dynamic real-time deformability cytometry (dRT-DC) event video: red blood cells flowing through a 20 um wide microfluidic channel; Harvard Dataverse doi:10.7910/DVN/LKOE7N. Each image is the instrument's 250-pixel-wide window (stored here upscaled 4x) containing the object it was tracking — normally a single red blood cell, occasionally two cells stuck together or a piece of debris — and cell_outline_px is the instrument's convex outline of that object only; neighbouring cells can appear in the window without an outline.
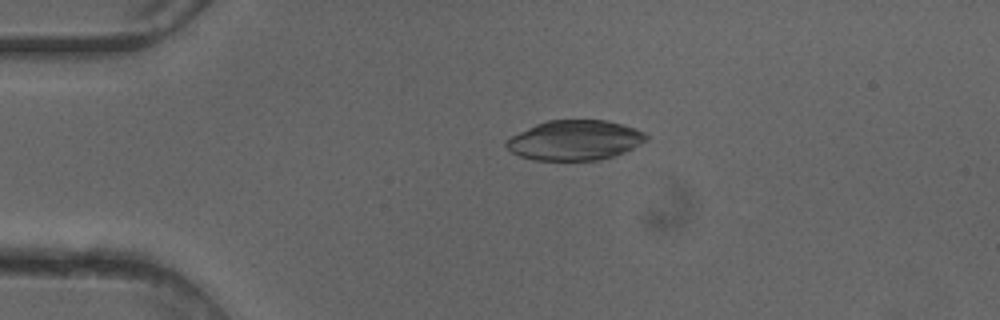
{"species": "common noctule bat (a hibernating species)", "species_latin": "Nyctalus noctula", "temperature_condition": "cold", "stored_images_in_passage": 31, "camera_frame_rate_fps": 3000, "um_per_image_px": 0.085, "animal": {"sex": "female"}, "frame": {"image": 1, "passage_image": 1, "time_ms": 0.0, "image_size_px": [1000, 320], "cell_outline_px": [[648, 140], [624, 152], [600, 160], [532, 160], [520, 156], [512, 152], [504, 144], [504, 140], [508, 136], [536, 124], [548, 120], [608, 120], [644, 132], [648, 136]], "centroid_in_image_um": [48.81, 11.92], "position_along_channel_um": 36.2, "area_um2": 32.6}}
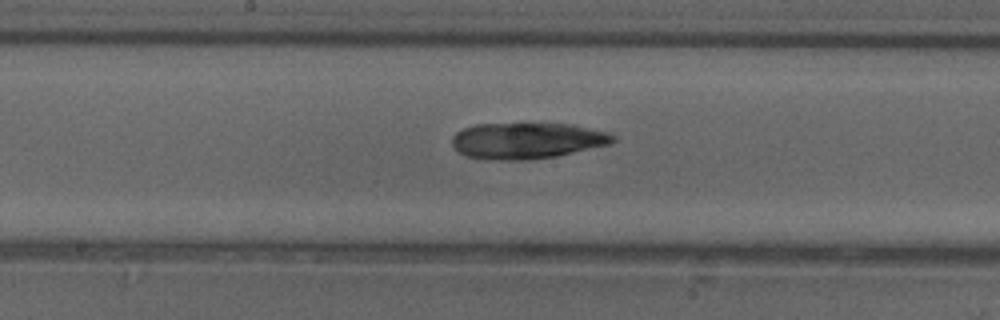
{"frame": {"image": 2, "passage_image": 16, "time_ms": 5.0, "image_size_px": [1000, 320], "cell_outline_px": [[616, 140], [612, 144], [556, 156], [528, 160], [500, 160], [468, 156], [460, 152], [452, 144], [452, 136], [456, 132], [464, 128], [476, 124], [572, 124], [612, 132], [616, 136]], "centroid_in_image_um": [44.88, 11.95], "position_along_channel_um": 203.3, "area_um2": 33.93}}
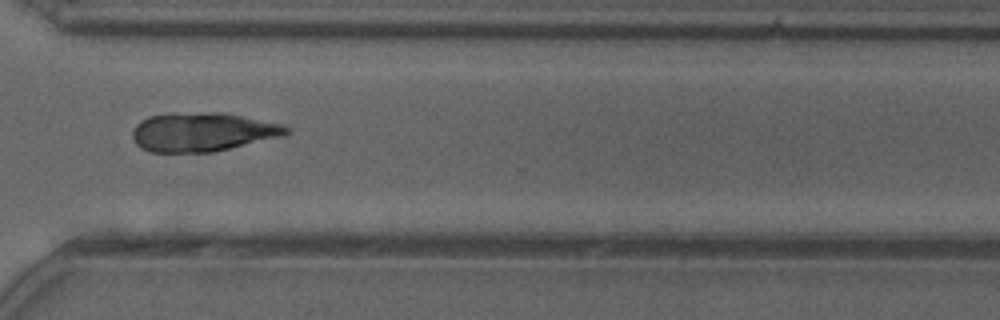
{"frame": {"image": 3, "passage_image": 27, "time_ms": 8.667, "image_size_px": [1000, 320], "cell_outline_px": [[292, 132], [280, 136], [212, 152], [148, 152], [140, 148], [136, 144], [132, 136], [132, 132], [136, 124], [140, 120], [148, 116], [208, 112], [220, 112], [284, 124], [292, 128]], "centroid_in_image_um": [17.21, 11.23], "position_along_channel_um": 353.4, "area_um2": 34.56}}